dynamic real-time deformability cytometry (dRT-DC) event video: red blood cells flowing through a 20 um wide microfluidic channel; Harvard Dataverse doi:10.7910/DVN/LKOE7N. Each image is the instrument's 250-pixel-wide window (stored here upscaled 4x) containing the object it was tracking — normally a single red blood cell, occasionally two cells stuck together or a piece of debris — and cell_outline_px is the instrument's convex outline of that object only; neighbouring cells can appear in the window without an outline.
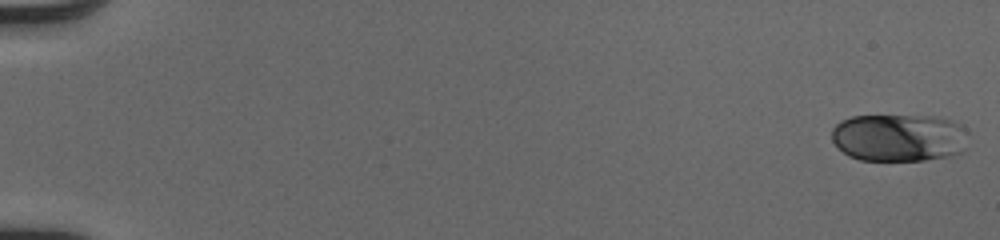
{"species": "human", "species_latin": "Homo sapiens", "temperature_condition": "cold", "stored_images_in_passage": 51, "camera_frame_rate_fps": 3000, "um_per_image_px": 0.085, "donor": {"sex": "male"}, "frame": {"image": 1, "passage_image": 1, "time_ms": 0.0, "image_size_px": [1000, 240], "cell_outline_px": [[968, 148], [964, 152], [948, 156], [924, 160], [860, 160], [848, 156], [832, 140], [832, 128], [840, 120], [852, 116], [932, 116], [952, 120], [960, 124], [968, 132]], "centroid_in_image_um": [76.46, 11.7], "position_along_channel_um": 8.5, "area_um2": 38.38}}
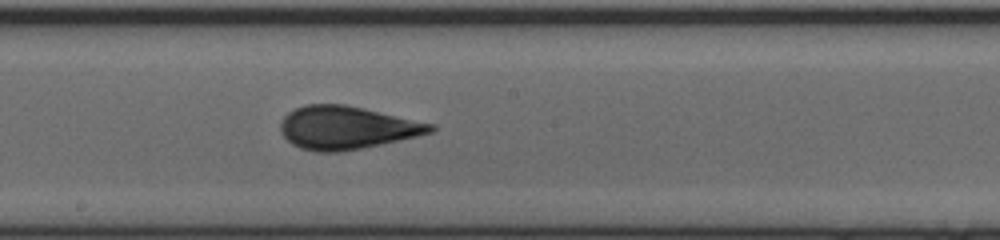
{"frame": {"image": 2, "passage_image": 30, "time_ms": 9.667, "image_size_px": [1000, 240], "cell_outline_px": [[436, 128], [432, 132], [416, 136], [380, 144], [340, 152], [316, 152], [300, 148], [292, 144], [280, 132], [280, 120], [288, 112], [304, 104], [344, 104], [364, 108], [436, 124]], "centroid_in_image_um": [29.45, 10.84], "position_along_channel_um": 218.8, "area_um2": 37.63}}
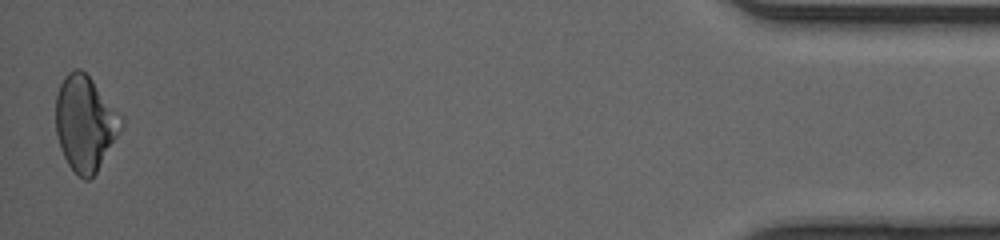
{"frame": {"image": 3, "passage_image": 51, "time_ms": 16.667, "image_size_px": [1000, 240], "cell_outline_px": [[124, 124], [96, 172], [88, 180], [84, 180], [68, 164], [60, 148], [56, 132], [56, 96], [60, 84], [64, 76], [68, 72], [76, 68], [80, 68], [92, 80], [124, 116]], "centroid_in_image_um": [7.24, 10.45], "position_along_channel_um": 428.0, "area_um2": 36.13}, "authors_computed_cell_mechanics": {"area_um2": 36.3562, "velocity_mm_per_s": 4.1263, "shape_relaxation_time_tau1_ms": 7.2679, "shape_relaxation_time_tau2_ms": 0.7829, "deformation_change_tau1": 0.1829, "deformation_change_tau2": 0.056}}